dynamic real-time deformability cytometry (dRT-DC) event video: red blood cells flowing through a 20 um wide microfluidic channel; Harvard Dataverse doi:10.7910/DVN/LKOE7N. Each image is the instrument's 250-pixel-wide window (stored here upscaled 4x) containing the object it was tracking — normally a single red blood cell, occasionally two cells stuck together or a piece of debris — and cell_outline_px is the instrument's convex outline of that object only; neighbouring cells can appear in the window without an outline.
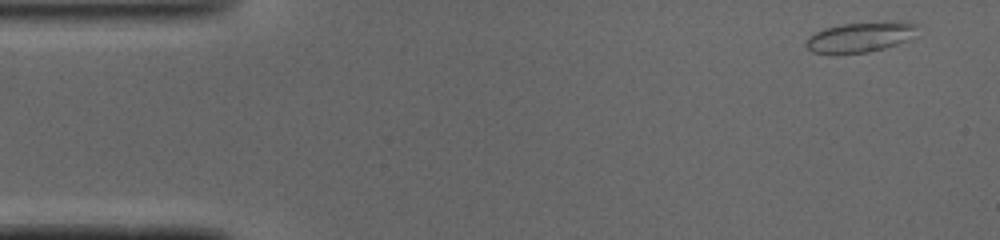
{"species": "common noctule bat (a hibernating species)", "species_latin": "Nyctalus noctula", "temperature_condition": "cold", "stored_images_in_passage": 47, "camera_frame_rate_fps": 3000, "um_per_image_px": 0.085, "animal": {"sex": "male", "body_mass_g": 19.0, "forearm_length_mm": 50.8}, "frame": {"image": 1, "passage_image": 1, "time_ms": 0.0, "image_size_px": [1000, 240], "cell_outline_px": [[904, 28], [892, 44], [880, 48], [860, 52], [816, 52], [808, 48], [808, 40], [812, 36], [828, 28], [852, 24], [900, 24]], "centroid_in_image_um": [72.66, 3.22], "position_along_channel_um": 12.3, "area_um2": 15.37}}
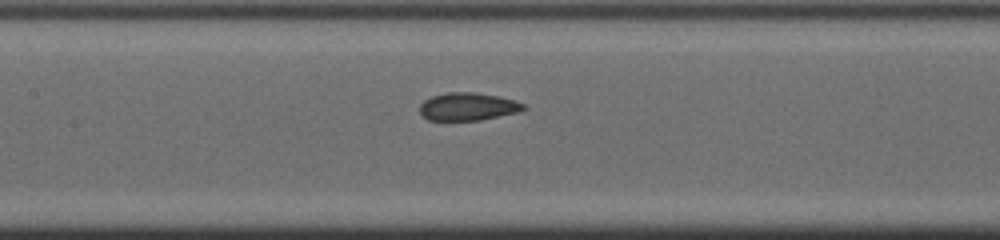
{"frame": {"image": 2, "passage_image": 20, "time_ms": 6.333, "image_size_px": [1000, 240], "cell_outline_px": [[524, 108], [512, 112], [476, 120], [428, 120], [420, 112], [420, 108], [428, 100], [436, 96], [492, 96], [512, 100], [524, 104]], "centroid_in_image_um": [39.74, 9.15], "position_along_channel_um": 167.7, "area_um2": 14.51}}
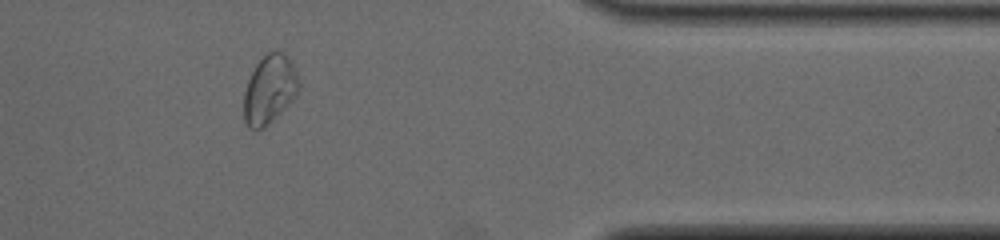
{"frame": {"image": 3, "passage_image": 38, "time_ms": 12.333, "image_size_px": [1000, 240], "cell_outline_px": [[288, 64], [272, 112], [268, 120], [260, 128], [256, 128], [248, 124], [244, 116], [244, 96], [252, 72], [260, 60], [264, 56], [272, 52], [276, 52], [284, 56]], "centroid_in_image_um": [22.44, 7.56], "position_along_channel_um": 389.0, "area_um2": 15.32}, "authors_computed_cell_mechanics": {"area_um2": 15.0858, "velocity_mm_per_s": 4.087, "shape_relaxation_time_tau1_ms": null, "shape_relaxation_time_tau2_ms": 0.8464, "deformation_change_tau1": null, "deformation_change_tau2": 0.0671}}